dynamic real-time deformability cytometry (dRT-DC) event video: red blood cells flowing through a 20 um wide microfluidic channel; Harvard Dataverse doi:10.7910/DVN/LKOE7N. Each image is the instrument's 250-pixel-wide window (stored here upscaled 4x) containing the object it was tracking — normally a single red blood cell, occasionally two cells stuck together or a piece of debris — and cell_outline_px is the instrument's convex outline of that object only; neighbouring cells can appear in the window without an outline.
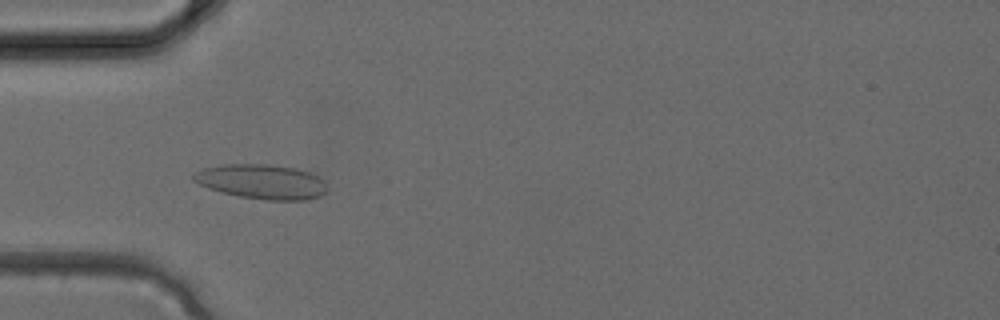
{"species": "common noctule bat (a hibernating species)", "species_latin": "Nyctalus noctula", "temperature_condition": "cold", "stored_images_in_passage": 3, "camera_frame_rate_fps": 3000, "um_per_image_px": 0.085, "animal": {"sex": "female", "body_mass_g": 24.6, "forearm_length_mm": 56.2}, "frame": {"image": 1, "passage_image": 3, "time_ms": 0.667, "image_size_px": [1000, 320], "cell_outline_px": [[328, 192], [320, 196], [304, 200], [268, 200], [240, 196], [220, 192], [208, 188], [192, 180], [192, 172], [204, 168], [220, 164], [268, 164], [296, 168], [308, 172], [316, 176], [328, 188]], "centroid_in_image_um": [22.2, 15.44], "position_along_channel_um": 62.8, "area_um2": 26.99}}